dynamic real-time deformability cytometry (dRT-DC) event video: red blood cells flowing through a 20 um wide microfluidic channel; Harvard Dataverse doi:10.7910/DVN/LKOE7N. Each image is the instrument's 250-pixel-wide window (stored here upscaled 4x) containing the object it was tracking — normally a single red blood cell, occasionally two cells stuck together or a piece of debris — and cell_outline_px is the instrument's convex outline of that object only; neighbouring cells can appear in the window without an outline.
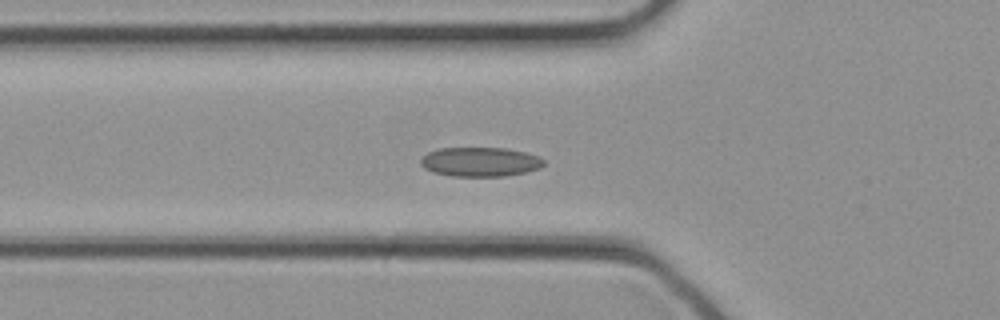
{"species": "common noctule bat (a hibernating species)", "species_latin": "Nyctalus noctula", "temperature_condition": "cold", "stored_images_in_passage": 33, "camera_frame_rate_fps": 3000, "um_per_image_px": 0.085, "animal": {"sex": "female", "body_mass_g": 21.9}, "frame": {"image": 1, "passage_image": 11, "time_ms": 3.333, "image_size_px": [1000, 320], "cell_outline_px": [[544, 164], [540, 168], [524, 172], [504, 176], [452, 176], [432, 172], [424, 168], [420, 164], [420, 160], [428, 152], [440, 148], [504, 148], [524, 152], [540, 156], [544, 160]], "centroid_in_image_um": [40.8, 13.76], "position_along_channel_um": 85.0, "area_um2": 20.98}}
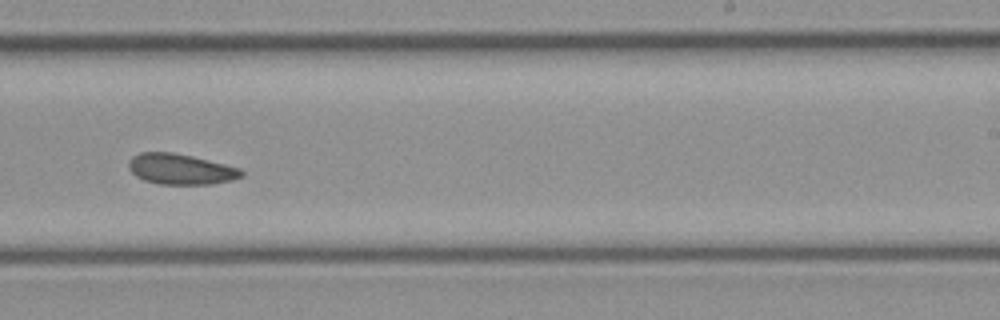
{"frame": {"image": 2, "passage_image": 20, "time_ms": 6.333, "image_size_px": [1000, 320], "cell_outline_px": [[244, 176], [232, 180], [212, 184], [160, 184], [144, 180], [136, 176], [128, 168], [128, 160], [132, 156], [140, 152], [172, 152], [192, 156], [240, 168], [244, 172]], "centroid_in_image_um": [15.34, 14.37], "position_along_channel_um": 273.7, "area_um2": 20.17}}
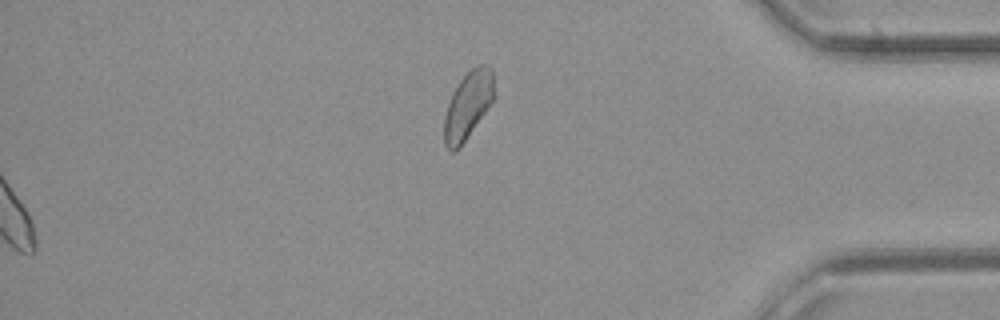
{"frame": {"image": 3, "passage_image": 33, "time_ms": 10.667, "image_size_px": [1000, 320], "cell_outline_px": [[492, 100], [460, 148], [456, 152], [452, 152], [444, 144], [444, 116], [452, 92], [460, 80], [472, 68], [480, 64], [488, 64], [492, 68]], "centroid_in_image_um": [39.73, 8.97], "position_along_channel_um": 395.5, "area_um2": 19.13}}